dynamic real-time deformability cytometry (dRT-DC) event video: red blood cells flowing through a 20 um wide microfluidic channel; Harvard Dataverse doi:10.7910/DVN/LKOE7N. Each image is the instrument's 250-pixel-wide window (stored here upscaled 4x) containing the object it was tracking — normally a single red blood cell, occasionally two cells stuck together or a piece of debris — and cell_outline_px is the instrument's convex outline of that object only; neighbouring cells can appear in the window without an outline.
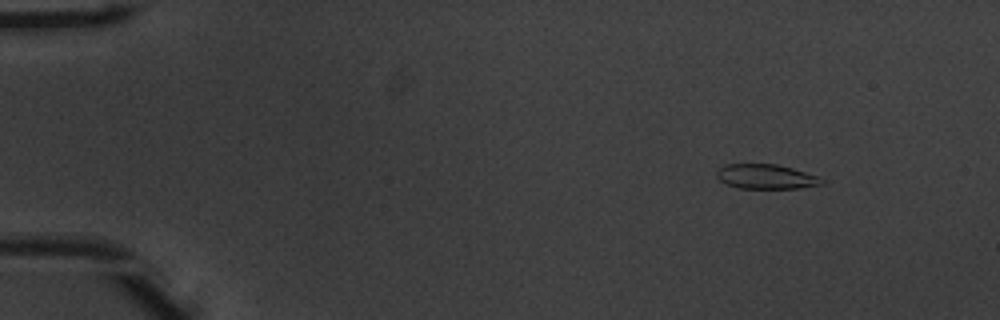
{"species": "common noctule bat (a hibernating species)", "species_latin": "Nyctalus noctula", "temperature_condition": "warm", "stored_images_in_passage": 47, "camera_frame_rate_fps": 3000, "um_per_image_px": 0.085, "animal": {"sex": "male", "body_mass_g": 20.1, "forearm_length_mm": 53.5}, "frame": {"image": 1, "passage_image": 1, "time_ms": 0.0, "image_size_px": [1000, 320], "cell_outline_px": [[824, 184], [800, 188], [740, 188], [728, 184], [720, 180], [716, 176], [716, 172], [724, 164], [776, 164], [792, 168], [816, 176], [824, 180]], "centroid_in_image_um": [65.1, 15.01], "position_along_channel_um": 19.9, "area_um2": 14.91}}
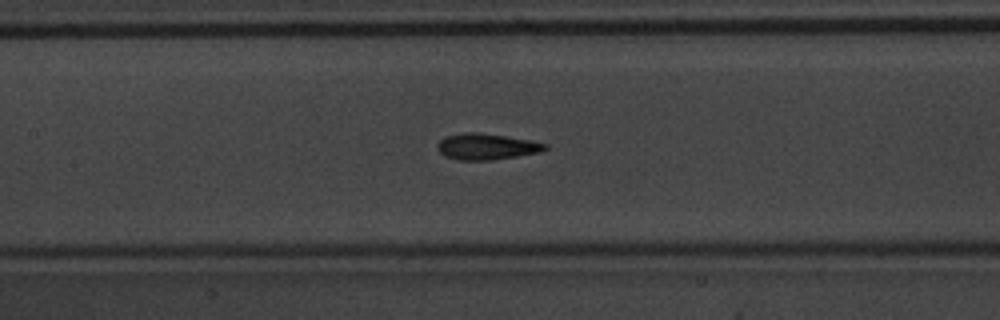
{"frame": {"image": 2, "passage_image": 20, "time_ms": 6.333, "image_size_px": [1000, 320], "cell_outline_px": [[548, 148], [540, 152], [492, 160], [456, 160], [444, 156], [436, 148], [436, 144], [440, 140], [448, 136], [464, 132], [476, 132], [504, 136], [528, 140], [548, 144]], "centroid_in_image_um": [41.32, 12.47], "position_along_channel_um": 166.1, "area_um2": 16.3}}
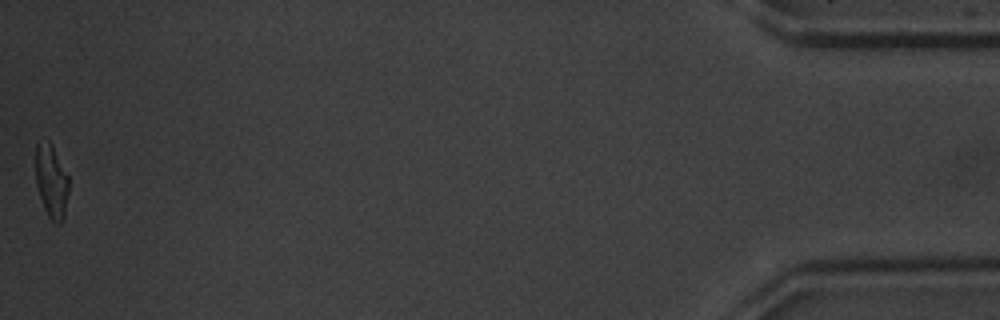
{"frame": {"image": 3, "passage_image": 47, "time_ms": 15.333, "image_size_px": [1000, 320], "cell_outline_px": [[68, 192], [64, 220], [60, 224], [56, 224], [48, 216], [44, 208], [36, 184], [36, 144], [48, 140], [52, 144], [68, 176]], "centroid_in_image_um": [4.38, 15.44], "position_along_channel_um": 430.8, "area_um2": 14.1}, "authors_computed_cell_mechanics": {"area_um2": 15.6638, "velocity_mm_per_s": 3.9286, "shape_relaxation_time_tau1_ms": 3.0195, "shape_relaxation_time_tau2_ms": 1.0959, "deformation_change_tau1": 0.1708, "deformation_change_tau2": 0.0967}}